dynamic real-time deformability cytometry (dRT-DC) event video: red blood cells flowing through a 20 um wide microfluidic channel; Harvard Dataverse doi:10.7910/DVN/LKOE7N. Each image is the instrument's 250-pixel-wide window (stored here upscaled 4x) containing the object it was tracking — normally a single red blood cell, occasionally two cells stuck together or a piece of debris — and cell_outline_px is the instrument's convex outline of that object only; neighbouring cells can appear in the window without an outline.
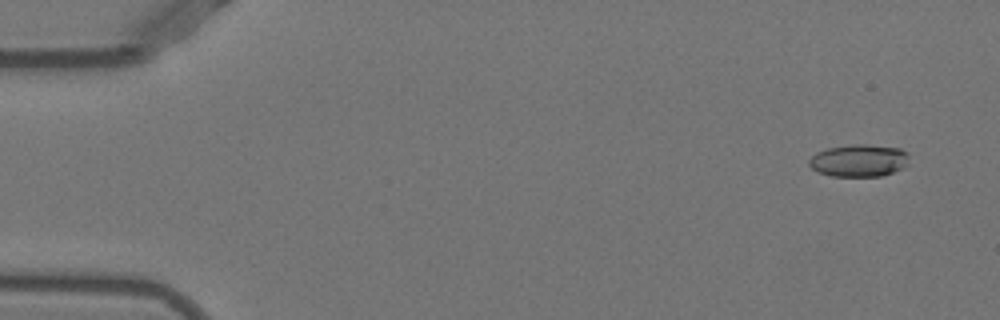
{"species": "Egyptian fruit bat (a non-hibernating species)", "species_latin": "Rousettus aegyptiacus", "temperature_condition": "warm", "stored_images_in_passage": 54, "segment_of_instrument_passage": [1, 2], "camera_frame_rate_fps": 3000, "um_per_image_px": 0.085, "animal": {"sex": "female"}, "frame": {"image": 1, "passage_image": 4, "time_ms": 1.0, "image_size_px": [1000, 320], "cell_outline_px": [[908, 164], [904, 168], [880, 176], [832, 176], [820, 172], [812, 168], [808, 164], [808, 160], [816, 152], [828, 148], [852, 144], [864, 144], [900, 148], [908, 152]], "centroid_in_image_um": [73.03, 13.64], "position_along_channel_um": 12.0, "area_um2": 18.9}}
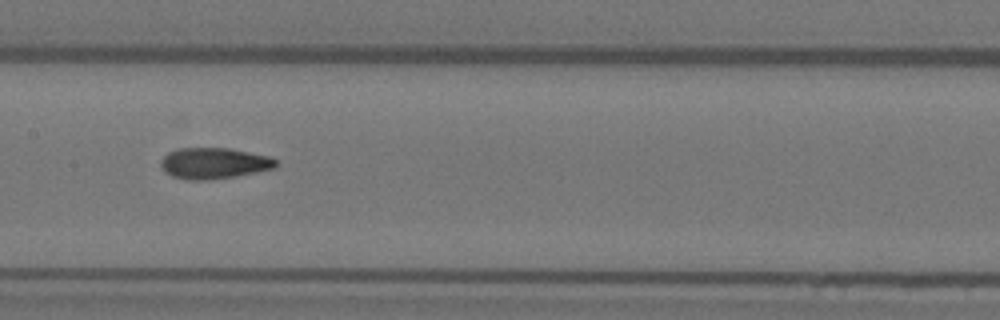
{"frame": {"image": 2, "passage_image": 27, "time_ms": 8.667, "image_size_px": [1000, 320], "cell_outline_px": [[280, 164], [276, 168], [236, 176], [204, 180], [188, 180], [172, 176], [164, 172], [160, 164], [160, 160], [168, 152], [176, 148], [228, 148], [268, 156], [276, 160]], "centroid_in_image_um": [18.17, 13.87], "position_along_channel_um": 189.2, "area_um2": 20.92}}
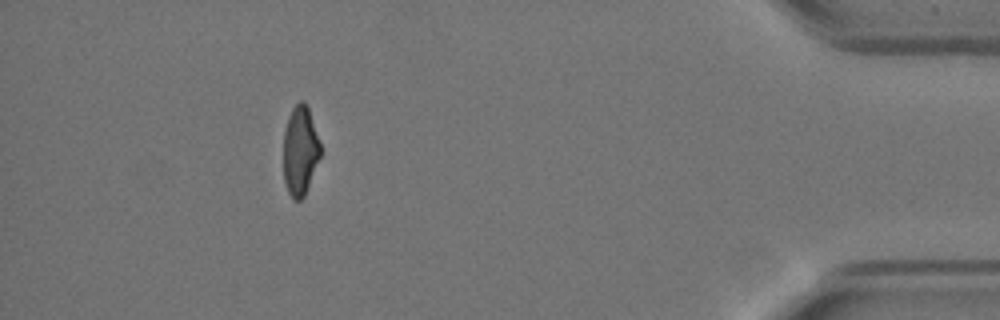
{"frame": {"image": 3, "passage_image": 48, "time_ms": 15.667, "image_size_px": [1000, 320], "cell_outline_px": [[320, 156], [304, 196], [300, 200], [292, 200], [288, 192], [284, 180], [284, 132], [288, 116], [292, 108], [300, 100], [304, 100], [308, 108], [320, 144]], "centroid_in_image_um": [25.49, 12.81], "position_along_channel_um": 409.7, "area_um2": 19.02}}